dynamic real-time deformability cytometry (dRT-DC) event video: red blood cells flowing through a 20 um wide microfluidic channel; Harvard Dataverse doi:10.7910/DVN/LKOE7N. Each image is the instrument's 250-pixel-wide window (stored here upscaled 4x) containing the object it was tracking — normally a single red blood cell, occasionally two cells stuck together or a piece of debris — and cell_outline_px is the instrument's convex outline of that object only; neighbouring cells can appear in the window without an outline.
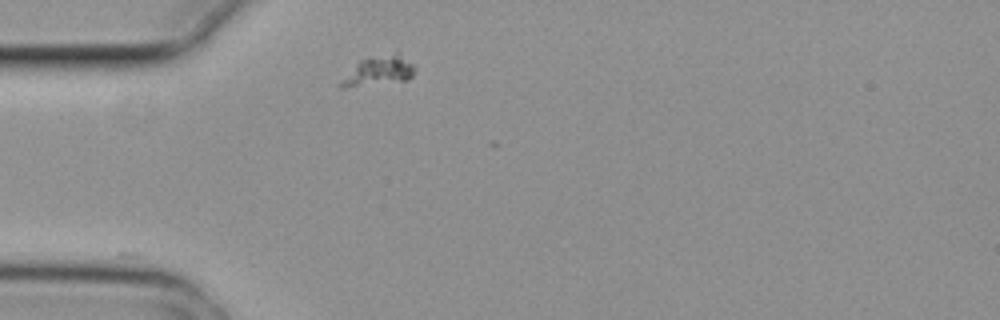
{"species": "common noctule bat (a hibernating species)", "species_latin": "Nyctalus noctula", "temperature_condition": "cold", "stored_images_in_passage": 1, "camera_frame_rate_fps": 3000, "um_per_image_px": 0.085, "animal": {"sex": "female", "body_mass_g": 29.2, "forearm_length_mm": 56.3}, "frame": {"image": 1, "passage_image": 1, "time_ms": 0.0, "image_size_px": [1000, 320], "cell_outline_px": [[416, 68], [412, 76], [408, 80], [344, 88], [340, 88], [340, 84], [356, 64], [360, 60], [396, 52], [412, 64]], "centroid_in_image_um": [32.23, 6.04], "position_along_channel_um": 52.8, "area_um2": 12.2}}